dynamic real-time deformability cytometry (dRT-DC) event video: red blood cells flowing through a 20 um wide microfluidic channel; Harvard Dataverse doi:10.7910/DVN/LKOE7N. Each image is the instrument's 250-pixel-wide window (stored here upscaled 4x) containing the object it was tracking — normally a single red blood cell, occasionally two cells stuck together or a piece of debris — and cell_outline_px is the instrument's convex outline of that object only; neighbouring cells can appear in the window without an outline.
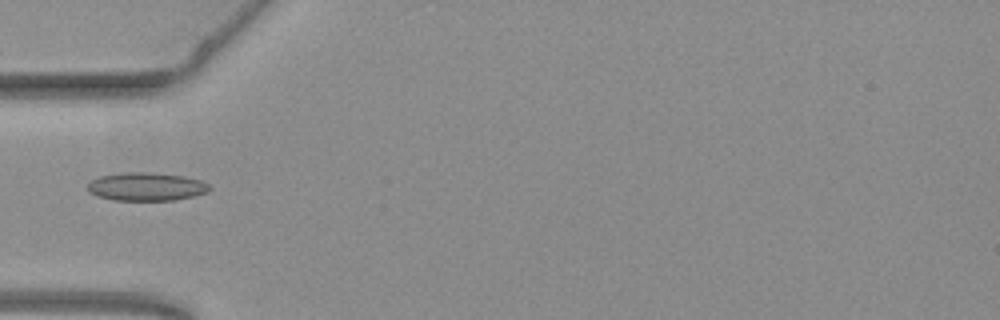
{"species": "common noctule bat (a hibernating species)", "species_latin": "Nyctalus noctula", "temperature_condition": "warm", "stored_images_in_passage": 37, "camera_frame_rate_fps": 3000, "um_per_image_px": 0.085, "animal": {"sex": "female", "body_mass_g": 19.3, "forearm_length_mm": 54.1}, "frame": {"image": 1, "passage_image": 1, "time_ms": 0.0, "image_size_px": [1000, 320], "cell_outline_px": [[212, 188], [208, 192], [192, 196], [172, 200], [112, 200], [96, 196], [88, 192], [88, 184], [92, 180], [100, 176], [124, 172], [148, 172], [184, 176], [200, 180], [208, 184]], "centroid_in_image_um": [12.42, 15.86], "position_along_channel_um": 72.6, "area_um2": 20.06}}
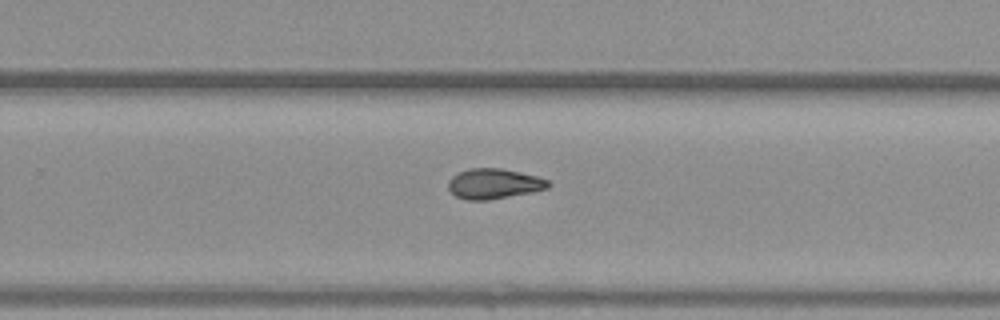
{"frame": {"image": 2, "passage_image": 18, "time_ms": 5.667, "image_size_px": [1000, 320], "cell_outline_px": [[548, 188], [532, 192], [488, 200], [468, 200], [456, 196], [448, 188], [448, 180], [456, 172], [468, 168], [500, 168], [536, 176], [548, 180]], "centroid_in_image_um": [41.93, 15.61], "position_along_channel_um": 287.9, "area_um2": 17.51}}
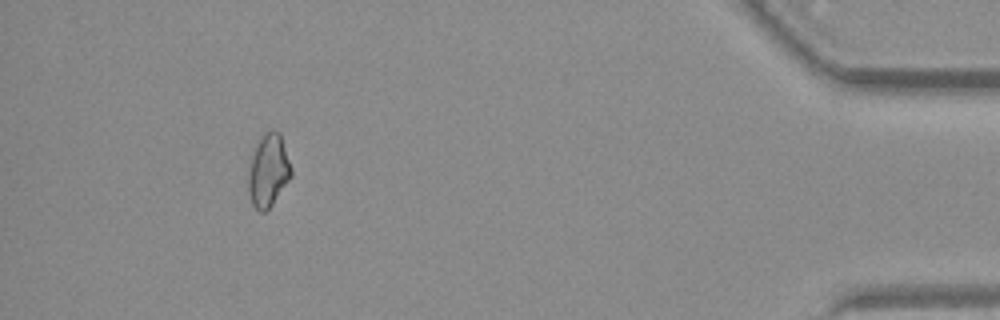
{"frame": {"image": 3, "passage_image": 33, "time_ms": 10.667, "image_size_px": [1000, 320], "cell_outline_px": [[292, 176], [272, 204], [264, 212], [260, 212], [252, 204], [248, 192], [248, 172], [252, 148], [256, 140], [264, 132], [272, 128], [280, 132], [292, 168]], "centroid_in_image_um": [22.79, 14.42], "position_along_channel_um": 412.4, "area_um2": 18.67}}